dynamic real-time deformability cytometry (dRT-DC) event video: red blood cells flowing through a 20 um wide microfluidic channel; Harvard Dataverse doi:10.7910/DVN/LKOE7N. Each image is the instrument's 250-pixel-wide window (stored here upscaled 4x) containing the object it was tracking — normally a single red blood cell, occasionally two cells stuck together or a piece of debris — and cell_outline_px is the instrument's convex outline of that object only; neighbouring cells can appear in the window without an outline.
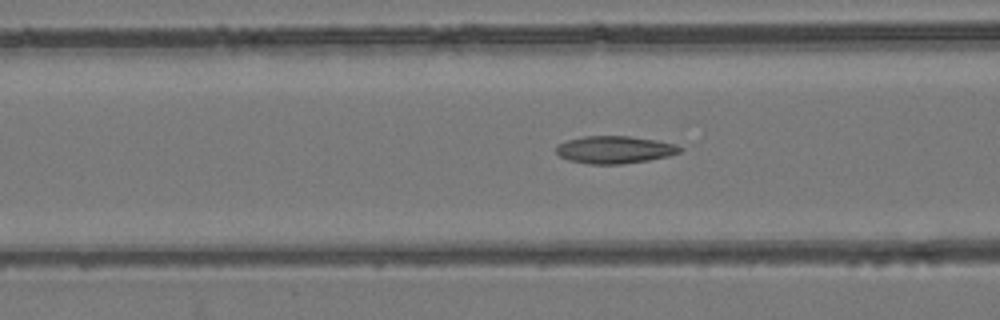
{"species": "common noctule bat (a hibernating species)", "species_latin": "Nyctalus noctula", "temperature_condition": "room temperature", "stored_images_in_passage": 30, "camera_frame_rate_fps": 3000, "um_per_image_px": 0.085, "animal": {"sex": "female", "body_mass_g": 24.6, "forearm_length_mm": 56.2}, "frame": {"image": 1, "passage_image": 9, "time_ms": 2.667, "image_size_px": [1000, 320], "cell_outline_px": [[680, 152], [668, 156], [648, 160], [620, 164], [588, 164], [568, 160], [560, 156], [556, 152], [556, 144], [568, 140], [584, 136], [628, 136], [656, 140], [676, 144], [680, 148]], "centroid_in_image_um": [52.2, 12.72], "position_along_channel_um": 114.4, "area_um2": 19.71}}
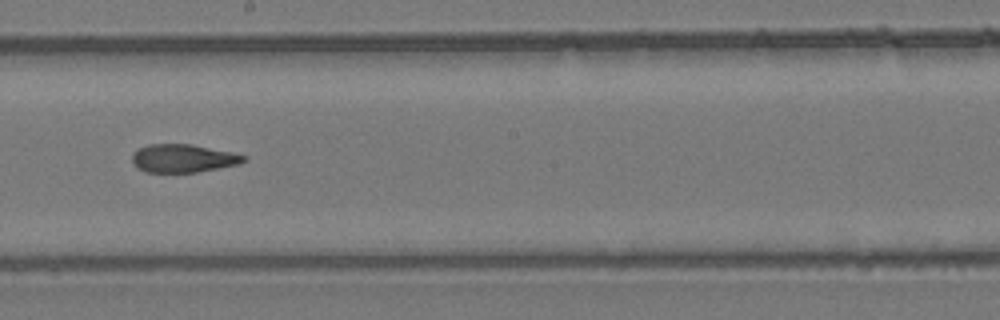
{"frame": {"image": 2, "passage_image": 18, "time_ms": 5.667, "image_size_px": [1000, 320], "cell_outline_px": [[248, 160], [240, 164], [196, 172], [144, 172], [136, 168], [132, 160], [132, 152], [148, 144], [192, 144], [232, 152], [248, 156]], "centroid_in_image_um": [15.58, 13.45], "position_along_channel_um": 232.6, "area_um2": 18.5}}
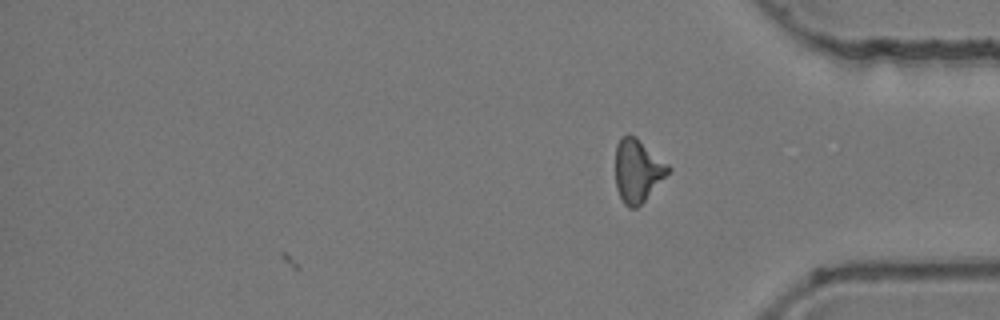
{"frame": {"image": 3, "passage_image": 30, "time_ms": 9.667, "image_size_px": [1000, 320], "cell_outline_px": [[672, 168], [644, 200], [636, 208], [628, 208], [624, 204], [616, 188], [616, 144], [620, 136], [628, 132], [636, 136], [668, 164]], "centroid_in_image_um": [54.17, 14.45], "position_along_channel_um": 381.0, "area_um2": 19.31}, "authors_computed_cell_mechanics": {"area_um2": 19.1318, "velocity_mm_per_s": 3.9386, "shape_relaxation_time_tau1_ms": null, "shape_relaxation_time_tau2_ms": 4.3191, "deformation_change_tau1": null, "deformation_change_tau2": 0.128}}